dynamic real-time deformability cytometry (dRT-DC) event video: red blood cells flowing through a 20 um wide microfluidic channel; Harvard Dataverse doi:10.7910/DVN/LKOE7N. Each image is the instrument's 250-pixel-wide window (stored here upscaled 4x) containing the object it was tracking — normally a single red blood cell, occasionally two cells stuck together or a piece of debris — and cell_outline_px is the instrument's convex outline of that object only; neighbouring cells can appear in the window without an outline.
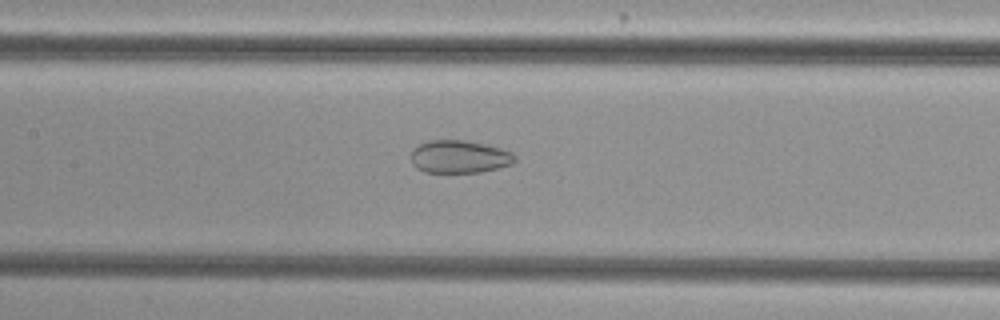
{"species": "common noctule bat (a hibernating species)", "species_latin": "Nyctalus noctula", "temperature_condition": "cold", "stored_images_in_passage": 55, "camera_frame_rate_fps": 3000, "um_per_image_px": 0.085, "animal": {"sex": "female", "body_mass_g": 29.2, "forearm_length_mm": 56.3}, "frame": {"image": 1, "passage_image": 27, "time_ms": 8.667, "image_size_px": [1000, 320], "cell_outline_px": [[516, 160], [512, 164], [480, 172], [424, 172], [416, 168], [412, 164], [412, 152], [420, 144], [428, 140], [464, 140], [484, 144], [500, 148], [512, 152], [516, 156]], "centroid_in_image_um": [39.06, 13.32], "position_along_channel_um": 168.3, "area_um2": 19.71}}
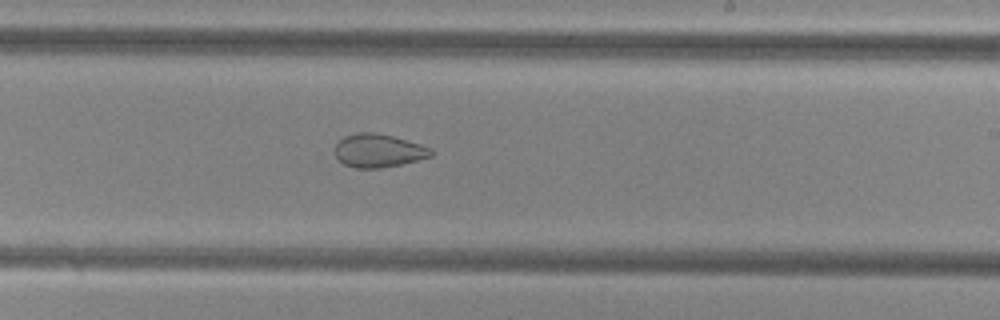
{"frame": {"image": 2, "passage_image": 34, "time_ms": 11.0, "image_size_px": [1000, 320], "cell_outline_px": [[432, 156], [400, 164], [380, 168], [356, 168], [344, 164], [336, 156], [336, 144], [344, 136], [356, 132], [376, 132], [392, 136], [420, 144], [432, 148]], "centroid_in_image_um": [32.16, 12.79], "position_along_channel_um": 256.8, "area_um2": 18.5}}
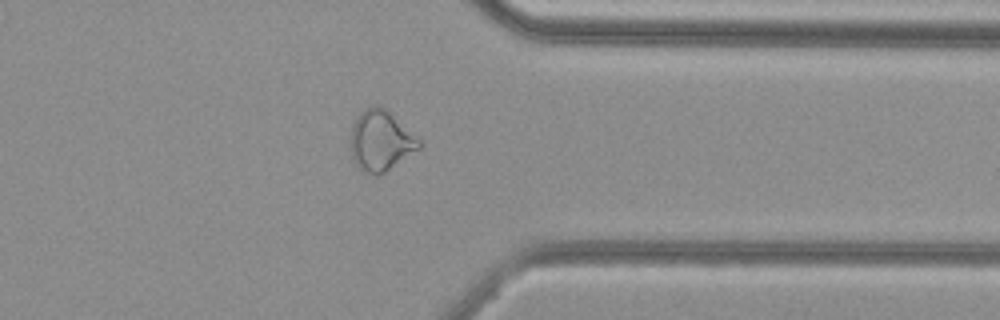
{"frame": {"image": 3, "passage_image": 44, "time_ms": 14.333, "image_size_px": [1000, 320], "cell_outline_px": [[420, 148], [384, 172], [376, 176], [360, 168], [356, 164], [352, 156], [352, 128], [356, 116], [364, 108], [376, 104], [380, 104], [388, 108], [420, 140]], "centroid_in_image_um": [32.37, 11.89], "position_along_channel_um": 379.0, "area_um2": 23.99}, "authors_computed_cell_mechanics": {"area_um2": 25.721, "velocity_mm_per_s": 3.7994, "shape_relaxation_time_tau1_ms": null, "shape_relaxation_time_tau2_ms": 1.7219, "deformation_change_tau1": null, "deformation_change_tau2": 0.076}}